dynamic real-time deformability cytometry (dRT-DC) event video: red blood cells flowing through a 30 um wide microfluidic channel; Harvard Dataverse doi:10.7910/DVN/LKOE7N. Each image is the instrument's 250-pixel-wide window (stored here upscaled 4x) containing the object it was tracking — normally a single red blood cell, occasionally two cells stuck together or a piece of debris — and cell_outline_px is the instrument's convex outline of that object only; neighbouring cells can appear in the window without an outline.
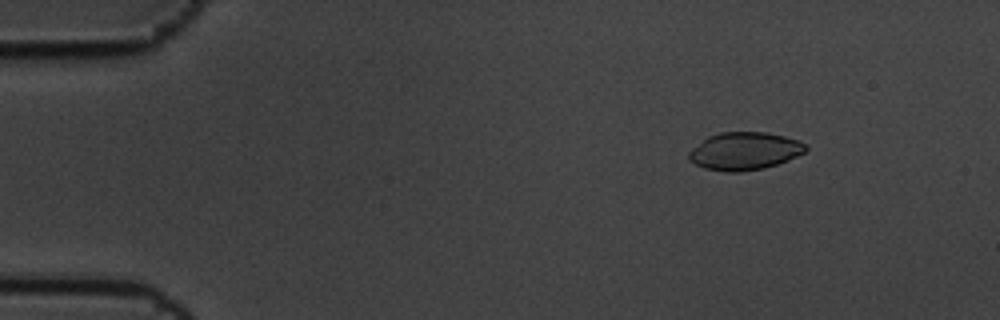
{"species": "common noctule bat (a hibernating species)", "species_latin": "Nyctalus noctula", "temperature_condition": "cold", "stored_images_in_passage": 7, "camera_frame_rate_fps": 3000, "um_per_image_px": 0.085, "animal": {"sex": "male", "body_mass_g": 19.5, "forearm_length_mm": 54.6}, "frame": {"image": 1, "passage_image": 3, "time_ms": 0.667, "image_size_px": [1000, 320], "cell_outline_px": [[808, 148], [804, 152], [788, 160], [764, 168], [740, 172], [724, 172], [704, 168], [696, 164], [688, 156], [688, 152], [692, 148], [708, 136], [720, 132], [764, 132], [784, 136], [796, 140], [804, 144]], "centroid_in_image_um": [63.26, 12.84], "position_along_channel_um": 21.7, "area_um2": 25.49}}
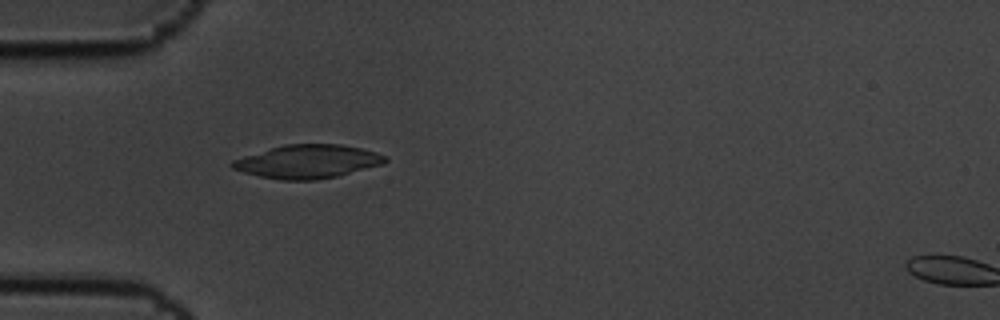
{"frame": {"image": 2, "passage_image": 6, "time_ms": 1.667, "image_size_px": [1000, 320], "cell_outline_px": [[388, 160], [384, 164], [336, 176], [316, 180], [280, 180], [260, 176], [244, 172], [232, 168], [228, 164], [232, 160], [244, 156], [284, 144], [340, 144], [360, 148], [376, 152], [388, 156]], "centroid_in_image_um": [26.16, 13.73], "position_along_channel_um": 58.8, "area_um2": 29.77}}